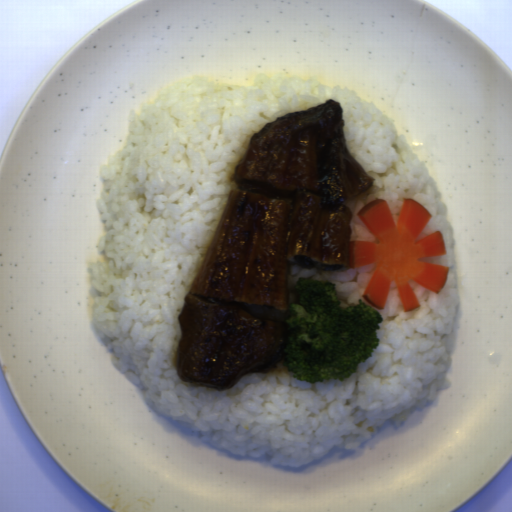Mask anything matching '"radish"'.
Wrapping results in <instances>:
<instances>
[{
	"mask_svg": "<svg viewBox=\"0 0 512 512\" xmlns=\"http://www.w3.org/2000/svg\"><path fill=\"white\" fill-rule=\"evenodd\" d=\"M356 215L377 239L350 241L348 269L375 264L362 294L368 304L386 309L392 282L404 312L421 306L409 280L436 294L441 292L448 278V266L422 259L445 256L446 242L440 230L416 242L432 218L423 205L414 198H403L396 224L387 201L381 198L365 204Z\"/></svg>",
	"mask_w": 512,
	"mask_h": 512,
	"instance_id": "1f323893",
	"label": "radish"
}]
</instances>
